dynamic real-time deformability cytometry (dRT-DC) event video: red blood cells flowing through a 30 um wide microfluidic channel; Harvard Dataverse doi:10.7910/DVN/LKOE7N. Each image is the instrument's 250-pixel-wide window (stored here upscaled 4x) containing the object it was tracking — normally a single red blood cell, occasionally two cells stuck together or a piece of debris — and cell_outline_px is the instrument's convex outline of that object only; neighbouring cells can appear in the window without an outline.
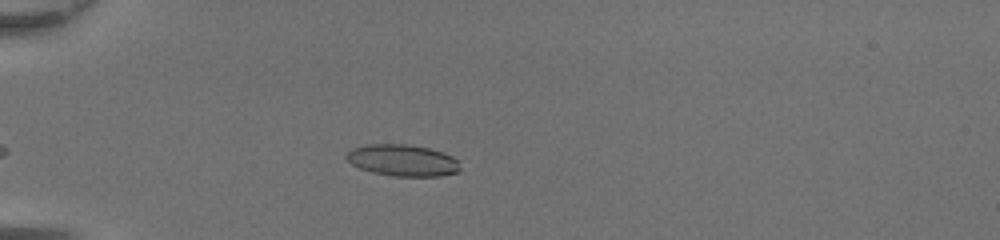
{"species": "common noctule bat (a hibernating species)", "species_latin": "Nyctalus noctula", "temperature_condition": "room temperature", "stored_images_in_passage": 30, "camera_frame_rate_fps": 3000, "um_per_image_px": 0.085, "animal": {"sex": "female", "body_mass_g": 20.0, "forearm_length_mm": 54.0}, "frame": {"image": 1, "passage_image": 3, "time_ms": 0.667, "image_size_px": [1000, 240], "cell_outline_px": [[460, 172], [440, 176], [396, 176], [372, 172], [360, 168], [352, 164], [344, 156], [352, 148], [368, 144], [408, 144], [428, 148], [452, 156], [460, 160]], "centroid_in_image_um": [34.25, 13.63], "position_along_channel_um": 50.8, "area_um2": 20.98}}
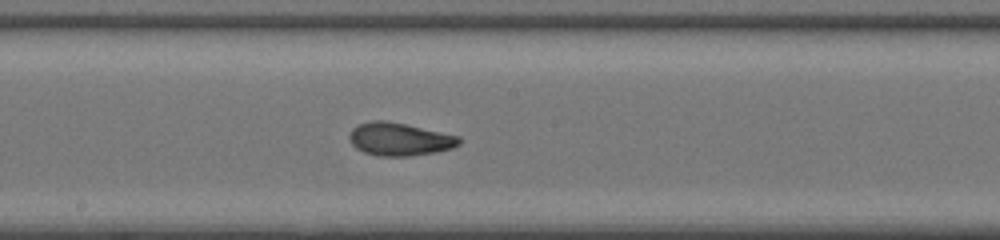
{"frame": {"image": 2, "passage_image": 16, "time_ms": 5.0, "image_size_px": [1000, 240], "cell_outline_px": [[460, 144], [452, 148], [436, 152], [408, 156], [380, 156], [364, 152], [356, 148], [352, 144], [348, 136], [352, 128], [356, 124], [372, 120], [384, 120], [404, 124], [460, 136]], "centroid_in_image_um": [33.93, 11.83], "position_along_channel_um": 214.3, "area_um2": 21.04}}
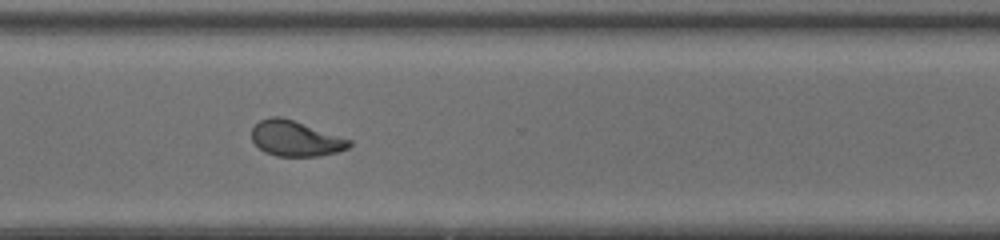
{"frame": {"image": 3, "passage_image": 25, "time_ms": 8.0, "image_size_px": [1000, 240], "cell_outline_px": [[352, 144], [348, 148], [336, 152], [320, 156], [276, 156], [264, 152], [252, 140], [252, 128], [260, 120], [272, 116], [280, 116], [352, 140]], "centroid_in_image_um": [25.11, 11.78], "position_along_channel_um": 345.5, "area_um2": 19.94}, "authors_computed_cell_mechanics": {"area_um2": 20.6635, "velocity_mm_per_s": 4.3883, "shape_relaxation_time_tau1_ms": 4.8881, "shape_relaxation_time_tau2_ms": 1.5135, "deformation_change_tau1": 0.1847, "deformation_change_tau2": 0.0771}}